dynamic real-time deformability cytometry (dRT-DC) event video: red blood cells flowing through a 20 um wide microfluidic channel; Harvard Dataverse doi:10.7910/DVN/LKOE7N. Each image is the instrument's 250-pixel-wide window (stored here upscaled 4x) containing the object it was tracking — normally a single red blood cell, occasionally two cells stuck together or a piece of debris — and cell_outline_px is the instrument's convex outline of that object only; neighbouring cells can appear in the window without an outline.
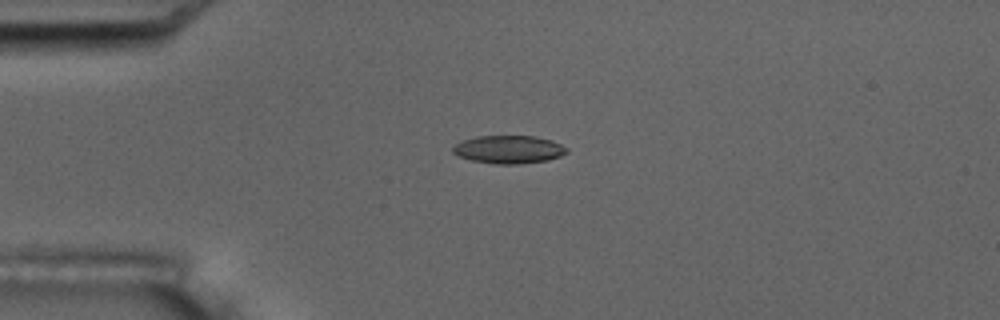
{"species": "common noctule bat (a hibernating species)", "species_latin": "Nyctalus noctula", "temperature_condition": "room temperature", "stored_images_in_passage": 5, "camera_frame_rate_fps": 3000, "um_per_image_px": 0.085, "animal": {"sex": "male", "body_mass_g": 17.5, "forearm_length_mm": 52.3}, "frame": {"image": 1, "passage_image": 4, "time_ms": 4.333, "image_size_px": [1000, 320], "cell_outline_px": [[568, 152], [560, 156], [548, 160], [516, 164], [496, 164], [472, 160], [460, 156], [452, 152], [452, 148], [456, 144], [464, 140], [476, 136], [532, 136], [552, 140], [568, 148]], "centroid_in_image_um": [43.26, 12.7], "position_along_channel_um": 41.7, "area_um2": 18.44}}